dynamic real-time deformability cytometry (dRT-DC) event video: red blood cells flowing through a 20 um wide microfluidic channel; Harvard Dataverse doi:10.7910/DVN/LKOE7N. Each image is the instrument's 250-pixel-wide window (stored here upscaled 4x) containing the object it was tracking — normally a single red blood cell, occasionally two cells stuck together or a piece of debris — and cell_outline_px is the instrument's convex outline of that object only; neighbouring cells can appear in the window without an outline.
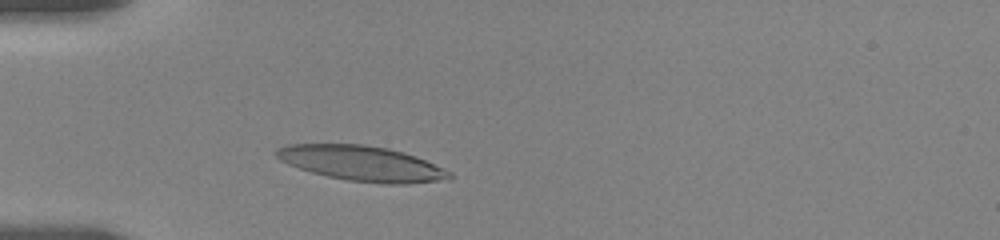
{"species": "human", "species_latin": "Homo sapiens", "temperature_condition": "room temperature", "stored_images_in_passage": 34, "camera_frame_rate_fps": 3000, "um_per_image_px": 0.085, "donor": {"sex": "female"}, "frame": {"image": 1, "passage_image": 7, "time_ms": 2.333, "image_size_px": [1000, 240], "cell_outline_px": [[452, 180], [404, 184], [384, 184], [348, 180], [328, 176], [312, 172], [288, 164], [280, 160], [276, 156], [276, 148], [288, 144], [360, 144], [388, 148], [404, 152], [416, 156], [452, 172]], "centroid_in_image_um": [30.8, 13.89], "position_along_channel_um": 54.2, "area_um2": 35.49}}
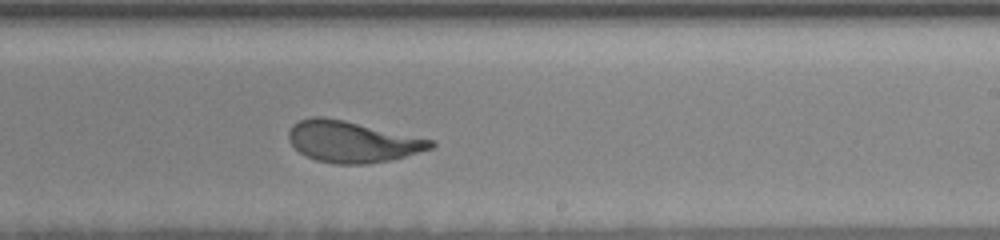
{"frame": {"image": 2, "passage_image": 22, "time_ms": 8.333, "image_size_px": [1000, 240], "cell_outline_px": [[436, 144], [432, 148], [392, 160], [368, 164], [336, 164], [316, 160], [300, 152], [288, 140], [288, 132], [292, 124], [300, 120], [312, 116], [324, 116], [344, 120], [432, 140]], "centroid_in_image_um": [29.91, 12.04], "position_along_channel_um": 259.1, "area_um2": 33.99}}
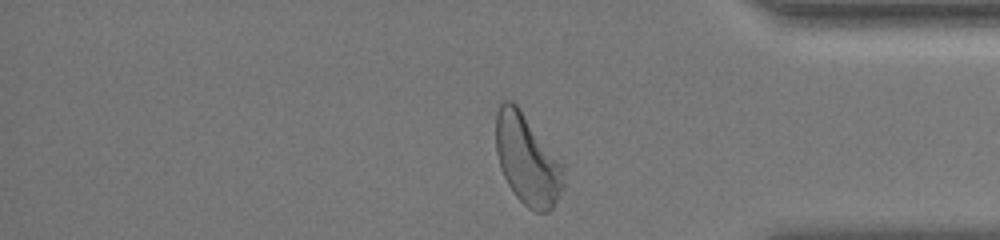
{"frame": {"image": 3, "passage_image": 33, "time_ms": 12.333, "image_size_px": [1000, 240], "cell_outline_px": [[564, 184], [552, 208], [548, 212], [536, 212], [528, 208], [516, 196], [508, 184], [504, 176], [496, 152], [496, 112], [500, 104], [504, 100], [512, 100], [516, 104], [564, 164]], "centroid_in_image_um": [44.82, 13.56], "position_along_channel_um": 390.4, "area_um2": 35.49}, "authors_computed_cell_mechanics": {"area_um2": 34.2465, "velocity_mm_per_s": 3.6124, "shape_relaxation_time_tau1_ms": 3.4228, "shape_relaxation_time_tau2_ms": 0.9659, "deformation_change_tau1": 0.1876, "deformation_change_tau2": 0.0872}}